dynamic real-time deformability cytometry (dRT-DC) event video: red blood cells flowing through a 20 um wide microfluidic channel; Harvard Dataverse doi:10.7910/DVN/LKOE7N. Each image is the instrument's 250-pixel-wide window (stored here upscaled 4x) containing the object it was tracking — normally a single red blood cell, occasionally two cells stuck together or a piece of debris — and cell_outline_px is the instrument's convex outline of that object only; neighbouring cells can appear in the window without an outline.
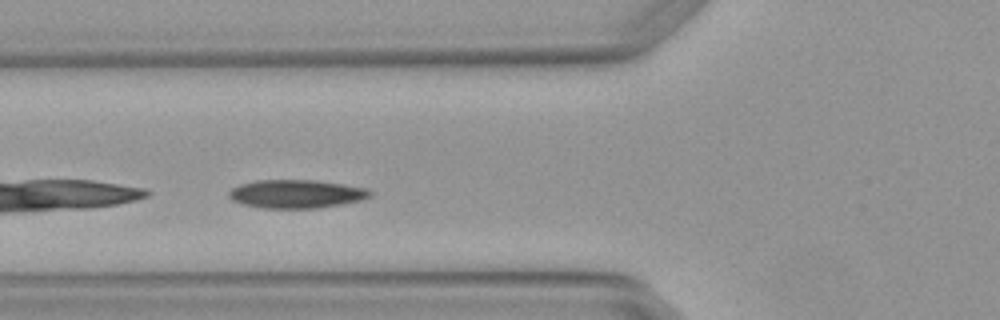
{"species": "Egyptian fruit bat (a non-hibernating species)", "species_latin": "Rousettus aegyptiacus", "temperature_condition": "warm", "stored_images_in_passage": 5, "camera_frame_rate_fps": 3000, "um_per_image_px": 0.085, "animal": {"sex": "female"}, "frame": {"image": 1, "passage_image": 3, "time_ms": 0.667, "image_size_px": [1000, 320], "cell_outline_px": [[372, 196], [360, 200], [320, 208], [264, 208], [244, 204], [232, 200], [228, 196], [228, 192], [232, 188], [240, 184], [256, 180], [312, 180], [368, 188], [372, 192]], "centroid_in_image_um": [25.17, 16.48], "position_along_channel_um": 100.6, "area_um2": 23.24}}